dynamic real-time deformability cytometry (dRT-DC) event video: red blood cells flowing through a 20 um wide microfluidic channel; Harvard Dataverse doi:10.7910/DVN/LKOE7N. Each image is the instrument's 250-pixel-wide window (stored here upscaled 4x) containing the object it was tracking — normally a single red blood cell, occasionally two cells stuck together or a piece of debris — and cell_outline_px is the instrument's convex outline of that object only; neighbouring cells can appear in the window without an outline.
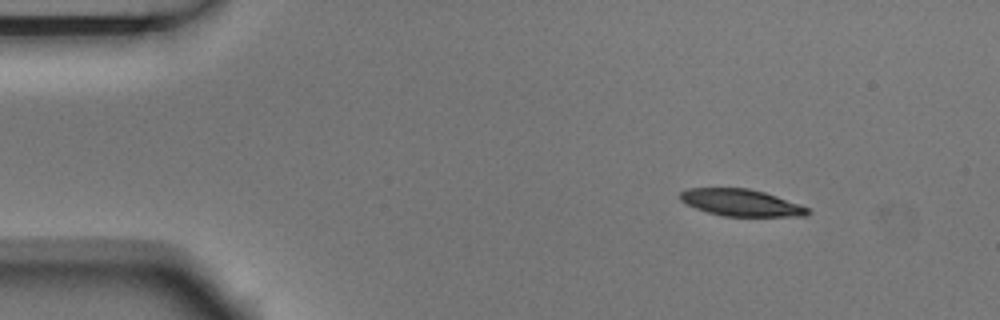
{"species": "Egyptian fruit bat (a non-hibernating species)", "species_latin": "Rousettus aegyptiacus", "temperature_condition": "room temperature", "stored_images_in_passage": 3, "camera_frame_rate_fps": 3000, "um_per_image_px": 0.085, "animal": {"sex": "male"}, "frame": {"image": 1, "passage_image": 1, "time_ms": 0.0, "image_size_px": [1000, 320], "cell_outline_px": [[812, 212], [808, 216], [724, 216], [708, 212], [696, 208], [680, 200], [680, 192], [688, 188], [748, 188], [764, 192], [800, 204], [808, 208]], "centroid_in_image_um": [63.02, 17.23], "position_along_channel_um": 22.0, "area_um2": 19.88}}